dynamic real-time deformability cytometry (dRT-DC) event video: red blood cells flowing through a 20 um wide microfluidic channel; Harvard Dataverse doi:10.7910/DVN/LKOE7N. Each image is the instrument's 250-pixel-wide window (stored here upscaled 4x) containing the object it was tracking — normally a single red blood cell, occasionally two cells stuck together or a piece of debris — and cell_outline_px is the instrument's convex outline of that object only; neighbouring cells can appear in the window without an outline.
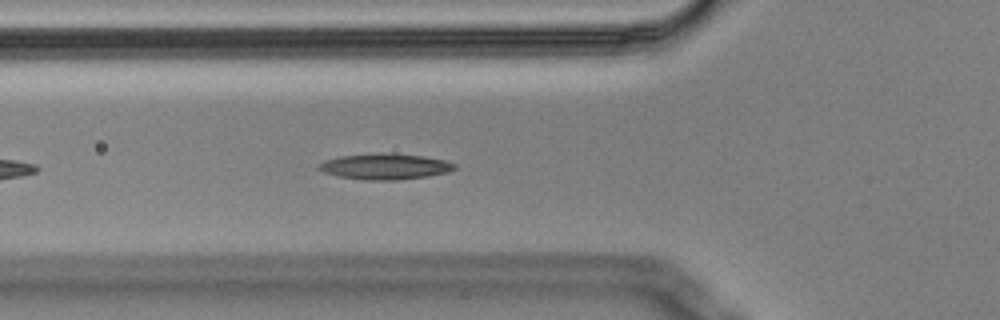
{"species": "Egyptian fruit bat (a non-hibernating species)", "species_latin": "Rousettus aegyptiacus", "temperature_condition": "cold", "stored_images_in_passage": 5, "camera_frame_rate_fps": 3000, "um_per_image_px": 0.085, "animal": {"sex": "male"}, "frame": {"image": 1, "passage_image": 5, "time_ms": 1.333, "image_size_px": [1000, 320], "cell_outline_px": [[456, 168], [448, 172], [428, 176], [396, 180], [364, 180], [336, 176], [324, 172], [316, 168], [324, 160], [340, 156], [424, 156], [444, 160], [456, 164]], "centroid_in_image_um": [32.73, 14.21], "position_along_channel_um": 93.1, "area_um2": 19.36}}